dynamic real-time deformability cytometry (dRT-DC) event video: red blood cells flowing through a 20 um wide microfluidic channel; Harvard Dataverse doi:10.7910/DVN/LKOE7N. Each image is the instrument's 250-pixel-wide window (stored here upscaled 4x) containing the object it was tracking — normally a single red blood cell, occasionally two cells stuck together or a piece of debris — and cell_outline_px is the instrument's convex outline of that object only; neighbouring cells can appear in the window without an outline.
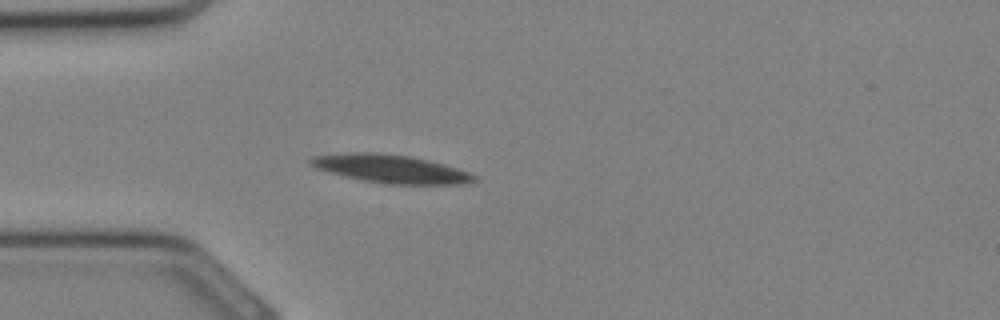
{"species": "Egyptian fruit bat (a non-hibernating species)", "species_latin": "Rousettus aegyptiacus", "temperature_condition": "cold", "stored_images_in_passage": 14, "camera_frame_rate_fps": 3000, "um_per_image_px": 0.085, "animal": {"sex": "female"}, "frame": {"image": 1, "passage_image": 7, "time_ms": 2.0, "image_size_px": [1000, 320], "cell_outline_px": [[476, 180], [460, 184], [392, 184], [364, 180], [316, 168], [308, 164], [308, 160], [312, 156], [344, 152], [380, 152], [408, 156], [428, 160], [444, 164], [472, 172], [476, 176]], "centroid_in_image_um": [33.22, 14.33], "position_along_channel_um": 51.8, "area_um2": 26.76}}
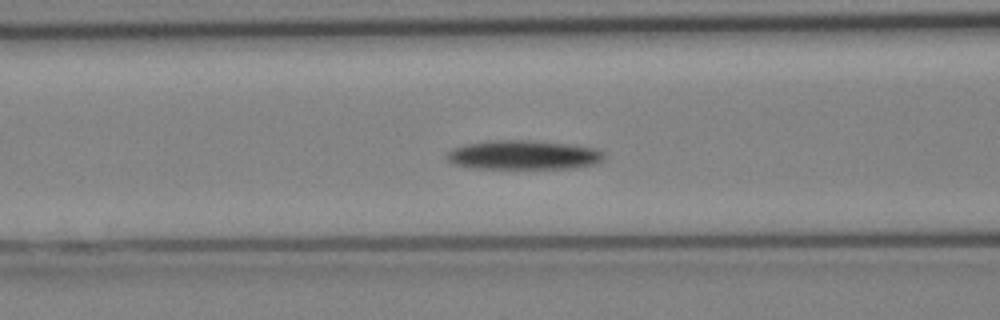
{"frame": {"image": 2, "passage_image": 11, "time_ms": 3.333, "image_size_px": [1000, 320], "cell_outline_px": [[604, 156], [596, 164], [568, 168], [472, 168], [452, 164], [444, 156], [452, 148], [468, 144], [496, 140], [528, 140], [572, 144], [596, 148], [604, 152]], "centroid_in_image_um": [44.48, 13.17], "position_along_channel_um": 122.1, "area_um2": 26.7}}
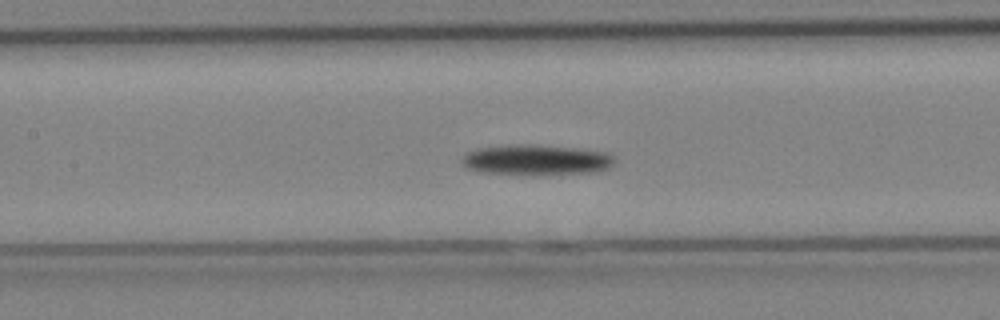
{"frame": {"image": 3, "passage_image": 13, "time_ms": 4.0, "image_size_px": [1000, 320], "cell_outline_px": [[616, 160], [612, 168], [596, 172], [480, 172], [468, 168], [460, 160], [468, 152], [480, 148], [516, 144], [532, 144], [580, 148], [608, 152], [616, 156]], "centroid_in_image_um": [45.7, 13.54], "position_along_channel_um": 161.7, "area_um2": 26.24}}